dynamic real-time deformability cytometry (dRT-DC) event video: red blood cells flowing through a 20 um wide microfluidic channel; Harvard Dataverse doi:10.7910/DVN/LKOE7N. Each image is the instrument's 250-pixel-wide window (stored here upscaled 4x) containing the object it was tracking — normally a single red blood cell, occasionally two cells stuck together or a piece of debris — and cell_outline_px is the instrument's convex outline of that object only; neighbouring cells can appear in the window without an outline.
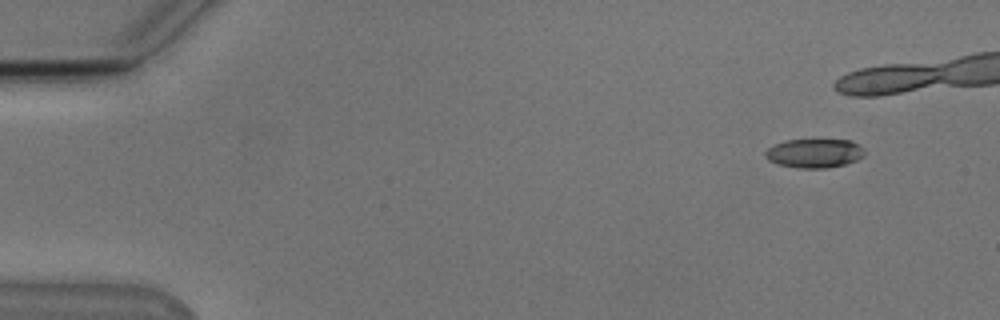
{"species": "Egyptian fruit bat (a non-hibernating species)", "species_latin": "Rousettus aegyptiacus", "temperature_condition": "cold", "stored_images_in_passage": 39, "camera_frame_rate_fps": 3000, "um_per_image_px": 0.085, "animal": {"sex": "male"}, "frame": {"image": 1, "passage_image": 1, "time_ms": 0.0, "image_size_px": [1000, 320], "cell_outline_px": [[864, 156], [856, 160], [844, 164], [824, 168], [796, 168], [776, 164], [768, 160], [764, 156], [764, 152], [768, 148], [784, 140], [852, 140], [864, 148]], "centroid_in_image_um": [69.2, 13.03], "position_along_channel_um": 15.8, "area_um2": 16.82}}
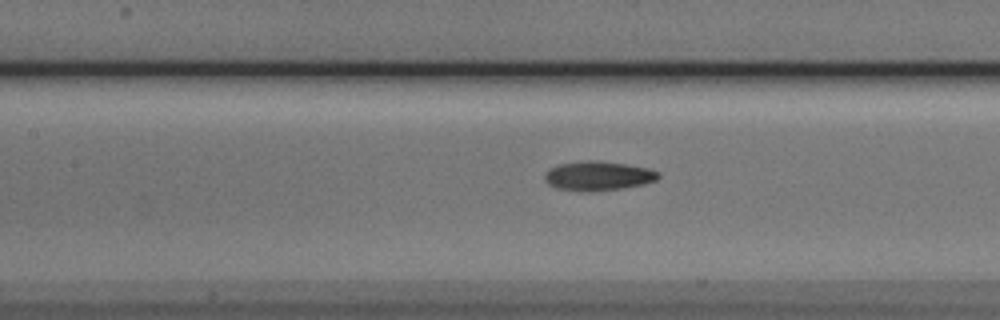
{"frame": {"image": 2, "passage_image": 21, "time_ms": 6.667, "image_size_px": [1000, 320], "cell_outline_px": [[660, 176], [656, 180], [644, 184], [624, 188], [592, 192], [580, 192], [556, 188], [548, 184], [544, 180], [544, 172], [548, 168], [556, 164], [588, 160], [596, 160], [624, 164], [648, 168], [660, 172]], "centroid_in_image_um": [50.79, 14.96], "position_along_channel_um": 156.6, "area_um2": 19.83}}
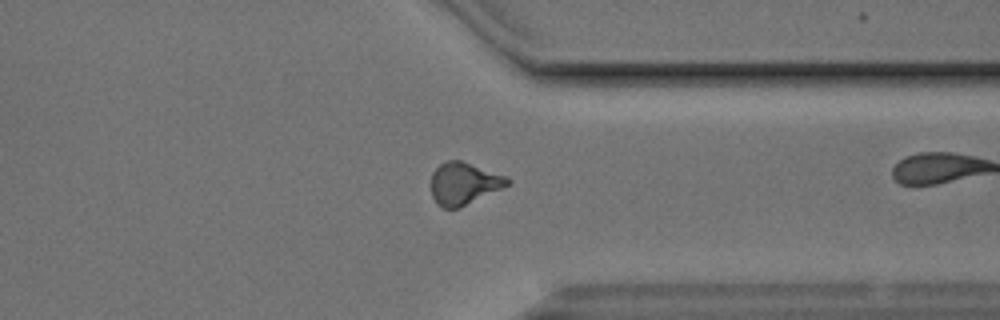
{"frame": {"image": 3, "passage_image": 38, "time_ms": 12.333, "image_size_px": [1000, 320], "cell_outline_px": [[512, 180], [508, 184], [460, 208], [444, 208], [436, 204], [432, 196], [432, 172], [440, 164], [448, 160], [460, 160], [508, 176]], "centroid_in_image_um": [39.42, 15.59], "position_along_channel_um": 372.0, "area_um2": 18.61}}